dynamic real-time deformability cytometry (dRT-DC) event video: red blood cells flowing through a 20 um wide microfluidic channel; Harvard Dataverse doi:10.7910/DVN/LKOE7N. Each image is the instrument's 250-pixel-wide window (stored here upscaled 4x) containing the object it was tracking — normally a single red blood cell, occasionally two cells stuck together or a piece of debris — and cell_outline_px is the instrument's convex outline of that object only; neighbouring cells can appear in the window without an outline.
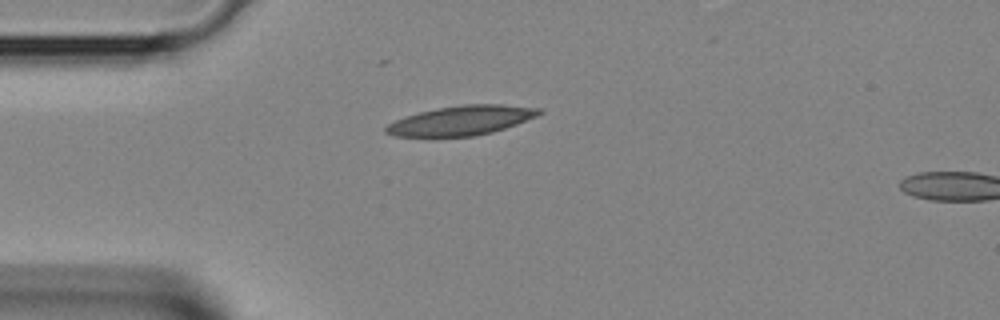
{"species": "Egyptian fruit bat (a non-hibernating species)", "species_latin": "Rousettus aegyptiacus", "temperature_condition": "room temperature", "stored_images_in_passage": 2, "segment_of_instrument_passage": [1, 2], "camera_frame_rate_fps": 3000, "um_per_image_px": 0.085, "animal": {"sex": "female"}, "frame": {"image": 1, "passage_image": 1, "time_ms": 0.0, "image_size_px": [1000, 320], "cell_outline_px": [[544, 112], [536, 116], [516, 124], [492, 132], [472, 136], [396, 136], [384, 132], [384, 128], [388, 124], [404, 116], [436, 108], [460, 104], [500, 104], [540, 108]], "centroid_in_image_um": [39.2, 10.22], "position_along_channel_um": 45.8, "area_um2": 26.13}}